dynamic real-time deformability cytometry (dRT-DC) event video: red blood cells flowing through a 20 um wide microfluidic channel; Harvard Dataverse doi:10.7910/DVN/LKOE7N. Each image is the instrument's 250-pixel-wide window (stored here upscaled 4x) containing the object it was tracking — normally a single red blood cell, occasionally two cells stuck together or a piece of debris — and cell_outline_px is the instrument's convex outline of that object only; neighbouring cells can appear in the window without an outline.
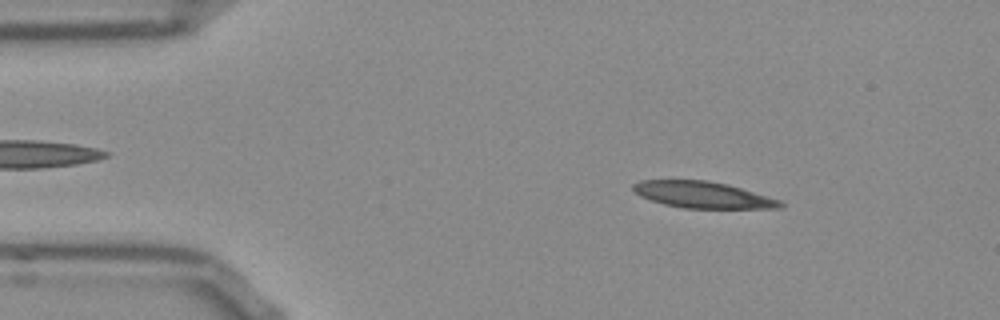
{"species": "Egyptian fruit bat (a non-hibernating species)", "species_latin": "Rousettus aegyptiacus", "temperature_condition": "room temperature", "stored_images_in_passage": 51, "camera_frame_rate_fps": 3000, "um_per_image_px": 0.085, "frame": {"image": 1, "passage_image": 6, "time_ms": 1.667, "image_size_px": [1000, 320], "cell_outline_px": [[784, 208], [684, 208], [664, 204], [640, 196], [632, 188], [632, 184], [640, 180], [708, 180], [728, 184], [780, 200], [784, 204]], "centroid_in_image_um": [59.74, 16.55], "position_along_channel_um": 25.3, "area_um2": 22.6}}
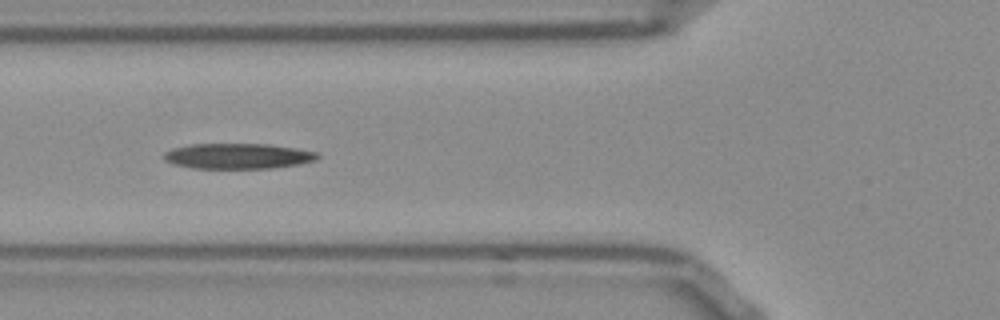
{"frame": {"image": 2, "passage_image": 17, "time_ms": 5.333, "image_size_px": [1000, 320], "cell_outline_px": [[320, 156], [316, 160], [300, 164], [272, 168], [192, 168], [172, 164], [164, 160], [164, 152], [172, 148], [188, 144], [268, 144], [296, 148], [320, 152]], "centroid_in_image_um": [20.23, 13.26], "position_along_channel_um": 105.6, "area_um2": 23.0}}
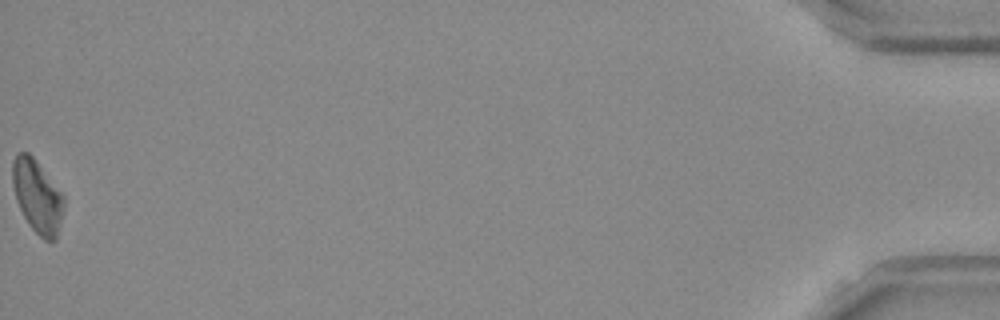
{"frame": {"image": 3, "passage_image": 51, "time_ms": 16.667, "image_size_px": [1000, 320], "cell_outline_px": [[64, 208], [56, 240], [44, 240], [28, 224], [16, 200], [12, 184], [12, 160], [20, 152], [28, 152], [32, 156], [64, 196]], "centroid_in_image_um": [3.16, 16.7], "position_along_channel_um": 432.0, "area_um2": 21.56}, "authors_computed_cell_mechanics": {"area_um2": 22.831, "velocity_mm_per_s": 3.8129, "shape_relaxation_time_tau1_ms": 6.7134, "shape_relaxation_time_tau2_ms": 8.2929, "deformation_change_tau1": 0.2031, "deformation_change_tau2": 0.2025}}